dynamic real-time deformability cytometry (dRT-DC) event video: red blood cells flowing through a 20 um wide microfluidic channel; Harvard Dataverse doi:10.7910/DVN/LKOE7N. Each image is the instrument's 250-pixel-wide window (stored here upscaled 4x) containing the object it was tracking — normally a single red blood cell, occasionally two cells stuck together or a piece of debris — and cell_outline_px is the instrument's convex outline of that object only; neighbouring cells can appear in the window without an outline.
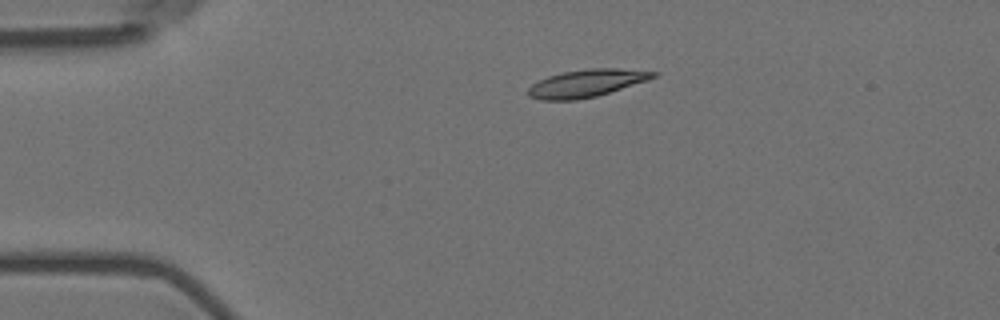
{"species": "Egyptian fruit bat (a non-hibernating species)", "species_latin": "Rousettus aegyptiacus", "temperature_condition": "room temperature", "stored_images_in_passage": 4, "camera_frame_rate_fps": 3000, "um_per_image_px": 0.085, "animal": {"sex": "female"}, "frame": {"image": 1, "passage_image": 1, "time_ms": 0.0, "image_size_px": [1000, 320], "cell_outline_px": [[660, 72], [656, 76], [648, 80], [596, 96], [576, 100], [540, 100], [528, 96], [528, 88], [532, 84], [548, 76], [564, 72], [588, 68], [616, 68]], "centroid_in_image_um": [49.85, 7.07], "position_along_channel_um": 35.2, "area_um2": 19.94}}
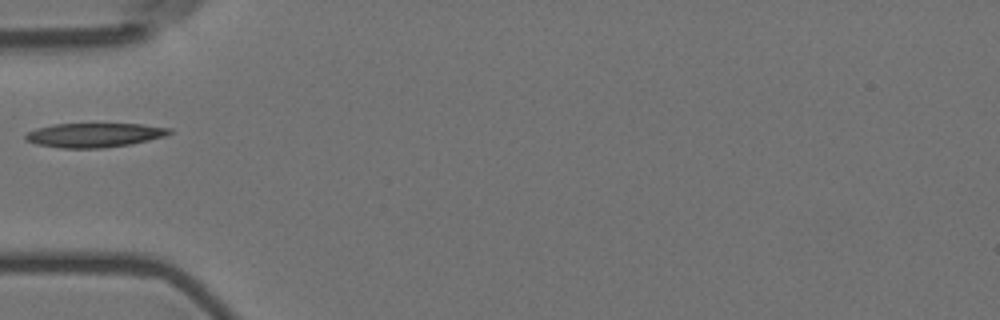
{"frame": {"image": 2, "passage_image": 3, "time_ms": 0.667, "image_size_px": [1000, 320], "cell_outline_px": [[172, 132], [164, 136], [132, 144], [104, 148], [60, 148], [36, 144], [24, 140], [24, 136], [28, 132], [36, 128], [52, 124], [140, 124], [172, 128]], "centroid_in_image_um": [7.99, 11.48], "position_along_channel_um": 77.0, "area_um2": 20.4}}
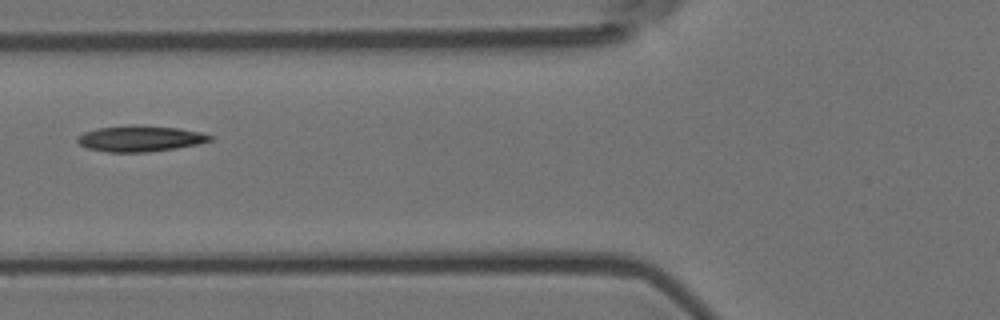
{"frame": {"image": 3, "passage_image": 4, "time_ms": 1.0, "image_size_px": [1000, 320], "cell_outline_px": [[216, 136], [212, 140], [200, 144], [176, 148], [148, 152], [108, 152], [88, 148], [80, 144], [76, 140], [76, 136], [84, 132], [96, 128], [132, 124], [180, 128], [200, 132]], "centroid_in_image_um": [11.94, 11.77], "position_along_channel_um": 113.9, "area_um2": 20.35}}